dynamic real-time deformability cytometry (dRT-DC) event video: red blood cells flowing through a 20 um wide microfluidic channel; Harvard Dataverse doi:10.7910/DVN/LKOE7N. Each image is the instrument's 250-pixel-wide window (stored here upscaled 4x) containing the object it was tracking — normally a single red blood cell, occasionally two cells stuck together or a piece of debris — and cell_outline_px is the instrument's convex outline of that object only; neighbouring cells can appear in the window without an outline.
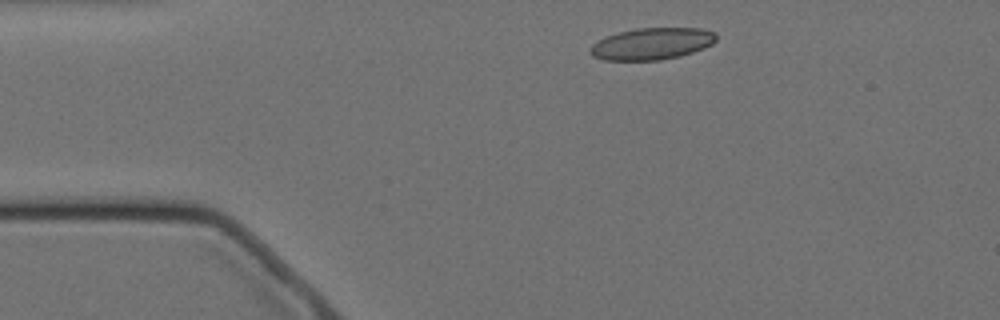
{"species": "Egyptian fruit bat (a non-hibernating species)", "species_latin": "Rousettus aegyptiacus", "temperature_condition": "cold", "stored_images_in_passage": 9, "camera_frame_rate_fps": 3000, "um_per_image_px": 0.085, "animal": {"sex": "female"}, "frame": {"image": 1, "passage_image": 2, "time_ms": 1.0, "image_size_px": [1000, 320], "cell_outline_px": [[716, 40], [712, 44], [704, 48], [680, 56], [660, 60], [604, 60], [592, 56], [588, 52], [588, 48], [592, 44], [608, 36], [620, 32], [636, 28], [700, 28], [716, 32]], "centroid_in_image_um": [55.41, 3.72], "position_along_channel_um": 29.6, "area_um2": 23.35}}
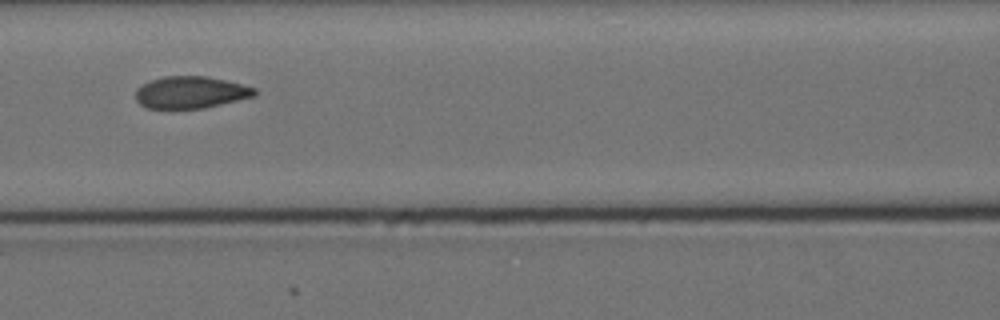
{"frame": {"image": 2, "passage_image": 6, "time_ms": 5.667, "image_size_px": [1000, 320], "cell_outline_px": [[256, 96], [204, 108], [148, 108], [140, 104], [136, 100], [136, 88], [152, 80], [164, 76], [204, 76], [224, 80], [256, 88]], "centroid_in_image_um": [16.21, 7.85], "position_along_channel_um": 150.4, "area_um2": 21.96}}
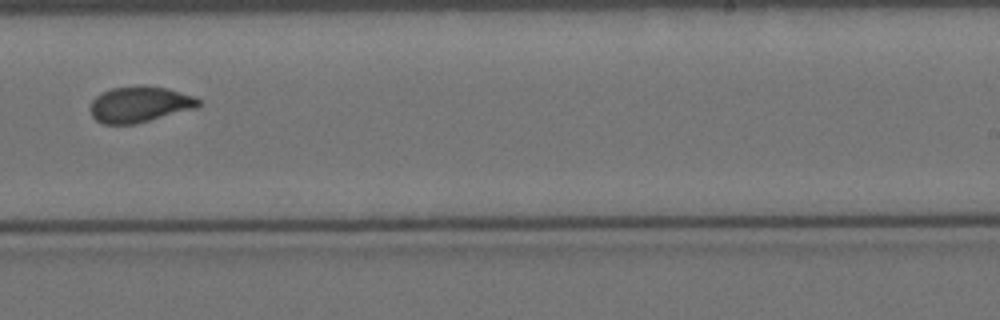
{"frame": {"image": 3, "passage_image": 9, "time_ms": 9.333, "image_size_px": [1000, 320], "cell_outline_px": [[200, 104], [196, 108], [136, 124], [104, 124], [96, 120], [92, 116], [88, 108], [92, 100], [100, 92], [112, 88], [140, 84], [144, 84], [168, 88], [192, 96], [200, 100]], "centroid_in_image_um": [11.82, 8.85], "position_along_channel_um": 277.2, "area_um2": 23.0}}